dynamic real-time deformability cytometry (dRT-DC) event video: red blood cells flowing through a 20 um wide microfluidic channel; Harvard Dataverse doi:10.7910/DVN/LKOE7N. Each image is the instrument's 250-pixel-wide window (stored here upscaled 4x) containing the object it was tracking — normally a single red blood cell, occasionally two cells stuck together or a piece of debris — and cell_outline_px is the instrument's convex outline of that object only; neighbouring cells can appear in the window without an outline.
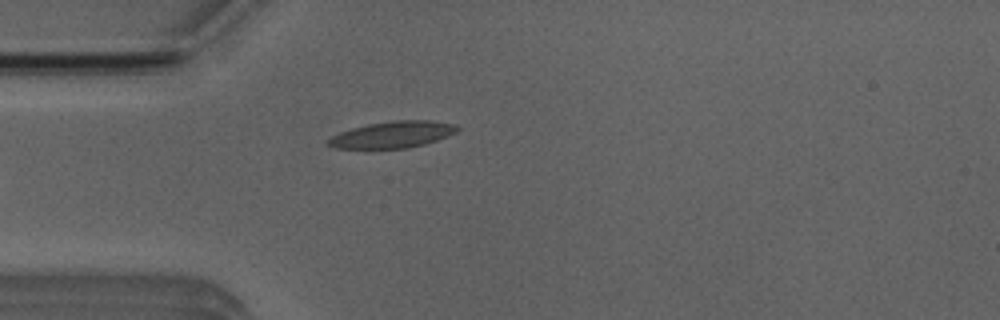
{"species": "Egyptian fruit bat (a non-hibernating species)", "species_latin": "Rousettus aegyptiacus", "temperature_condition": "room temperature", "stored_images_in_passage": 6, "camera_frame_rate_fps": 3000, "um_per_image_px": 0.085, "animal": {"sex": "male"}, "frame": {"image": 1, "passage_image": 6, "time_ms": 5.667, "image_size_px": [1000, 320], "cell_outline_px": [[460, 128], [456, 132], [448, 136], [424, 144], [408, 148], [336, 148], [324, 144], [332, 136], [340, 132], [352, 128], [368, 124], [392, 120], [432, 120], [452, 124]], "centroid_in_image_um": [33.36, 11.43], "position_along_channel_um": 51.6, "area_um2": 19.88}}